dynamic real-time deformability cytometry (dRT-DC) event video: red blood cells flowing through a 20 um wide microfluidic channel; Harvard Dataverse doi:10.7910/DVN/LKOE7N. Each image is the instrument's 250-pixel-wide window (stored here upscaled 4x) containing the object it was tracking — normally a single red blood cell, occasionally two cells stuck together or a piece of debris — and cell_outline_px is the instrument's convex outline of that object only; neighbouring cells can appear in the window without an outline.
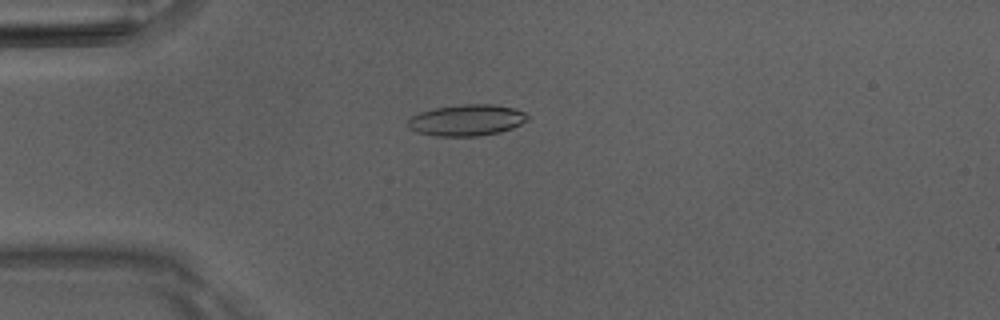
{"species": "Egyptian fruit bat (a non-hibernating species)", "species_latin": "Rousettus aegyptiacus", "temperature_condition": "room temperature", "stored_images_in_passage": 48, "camera_frame_rate_fps": 3000, "um_per_image_px": 0.085, "animal": {"sex": "male"}, "frame": {"image": 1, "passage_image": 11, "time_ms": 3.333, "image_size_px": [1000, 320], "cell_outline_px": [[528, 120], [512, 128], [500, 132], [476, 136], [436, 136], [416, 132], [408, 128], [408, 120], [412, 116], [420, 112], [432, 108], [460, 104], [496, 104], [516, 108], [524, 112], [528, 116]], "centroid_in_image_um": [39.67, 10.2], "position_along_channel_um": 45.3, "area_um2": 22.02}}
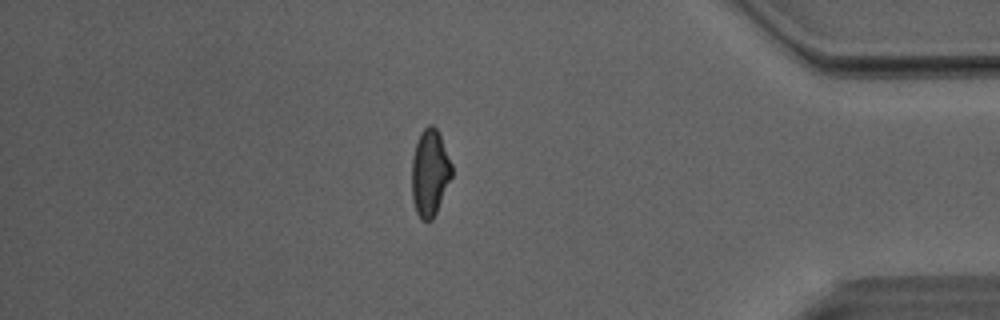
{"frame": {"image": 2, "passage_image": 41, "time_ms": 13.333, "image_size_px": [1000, 320], "cell_outline_px": [[452, 176], [436, 212], [432, 220], [420, 220], [416, 212], [412, 200], [412, 160], [416, 144], [420, 132], [428, 124], [432, 124], [436, 128], [440, 136], [452, 164]], "centroid_in_image_um": [36.53, 14.69], "position_along_channel_um": 398.7, "area_um2": 20.11}}
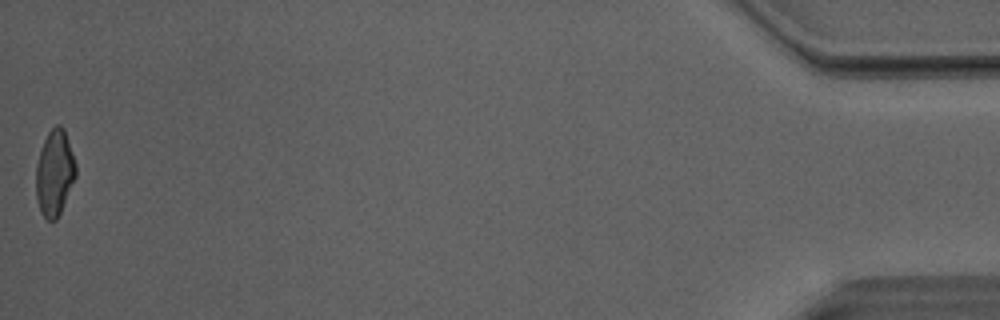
{"frame": {"image": 3, "passage_image": 48, "time_ms": 15.667, "image_size_px": [1000, 320], "cell_outline_px": [[76, 176], [60, 212], [56, 220], [48, 220], [40, 212], [36, 196], [36, 164], [40, 148], [48, 132], [56, 124], [60, 124], [64, 128], [76, 164]], "centroid_in_image_um": [4.63, 14.67], "position_along_channel_um": 430.6, "area_um2": 19.88}, "authors_computed_cell_mechanics": {"area_um2": 20.6635, "velocity_mm_per_s": 4.09, "shape_relaxation_time_tau1_ms": 5.8704, "shape_relaxation_time_tau2_ms": 4.0408, "deformation_change_tau1": 0.1929, "deformation_change_tau2": 0.0962}}